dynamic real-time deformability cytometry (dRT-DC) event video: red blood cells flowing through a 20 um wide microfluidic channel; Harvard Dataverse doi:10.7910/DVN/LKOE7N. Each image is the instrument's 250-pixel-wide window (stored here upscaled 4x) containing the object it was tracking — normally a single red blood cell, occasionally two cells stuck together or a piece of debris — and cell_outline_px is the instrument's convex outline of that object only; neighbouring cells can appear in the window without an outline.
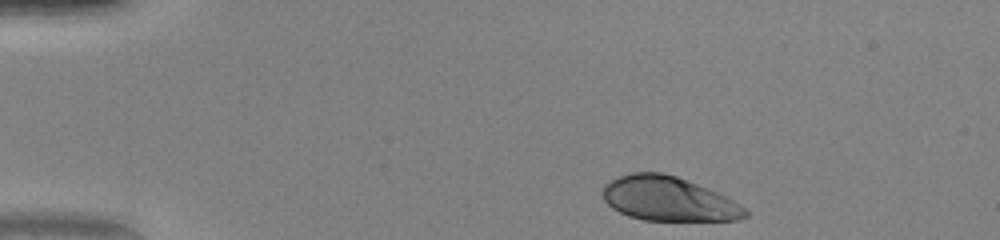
{"species": "human", "species_latin": "Homo sapiens", "temperature_condition": "warm", "stored_images_in_passage": 43, "camera_frame_rate_fps": 3000, "um_per_image_px": 0.085, "donor": {"sex": "female"}, "frame": {"image": 1, "passage_image": 1, "time_ms": 0.0, "image_size_px": [1000, 240], "cell_outline_px": [[748, 216], [740, 220], [644, 220], [628, 216], [612, 208], [604, 200], [604, 184], [628, 172], [664, 172], [676, 176], [708, 188], [728, 196], [740, 204], [748, 212]], "centroid_in_image_um": [56.85, 16.9], "position_along_channel_um": 28.2, "area_um2": 36.82}}
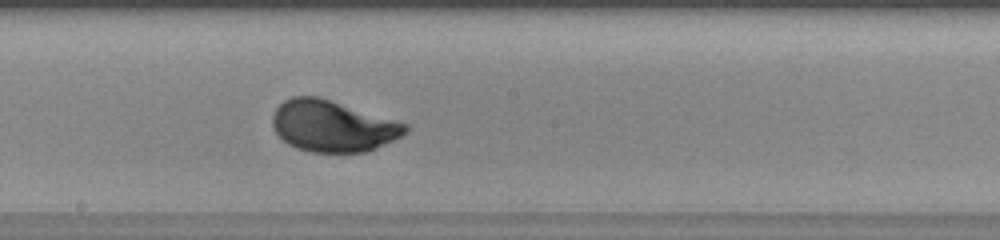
{"frame": {"image": 2, "passage_image": 21, "time_ms": 6.667, "image_size_px": [1000, 240], "cell_outline_px": [[408, 132], [376, 148], [364, 152], [312, 152], [296, 148], [288, 144], [276, 132], [272, 124], [272, 116], [276, 108], [284, 100], [292, 96], [316, 96], [396, 120], [408, 124]], "centroid_in_image_um": [28.26, 10.72], "position_along_channel_um": 219.9, "area_um2": 39.36}}
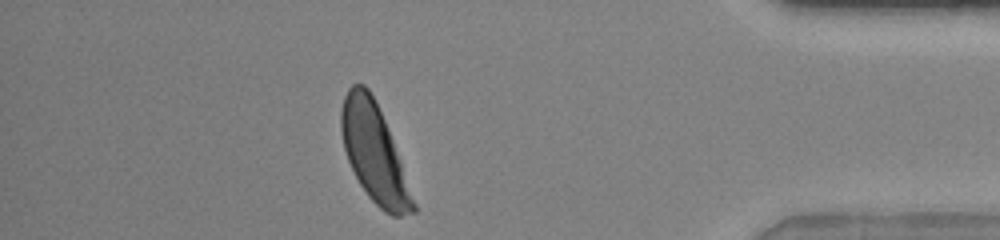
{"frame": {"image": 3, "passage_image": 37, "time_ms": 12.0, "image_size_px": [1000, 240], "cell_outline_px": [[416, 212], [400, 216], [392, 216], [384, 212], [368, 196], [360, 184], [348, 160], [344, 148], [340, 132], [340, 112], [344, 96], [348, 88], [352, 84], [364, 84], [368, 88], [384, 120], [392, 140], [416, 204]], "centroid_in_image_um": [31.78, 13.01], "position_along_channel_um": 403.4, "area_um2": 40.29}, "authors_computed_cell_mechanics": {"area_um2": 39.3618, "velocity_mm_per_s": 4.1053, "shape_relaxation_time_tau1_ms": 2.0929, "shape_relaxation_time_tau2_ms": null, "deformation_change_tau1": 0.1594, "deformation_change_tau2": null}}